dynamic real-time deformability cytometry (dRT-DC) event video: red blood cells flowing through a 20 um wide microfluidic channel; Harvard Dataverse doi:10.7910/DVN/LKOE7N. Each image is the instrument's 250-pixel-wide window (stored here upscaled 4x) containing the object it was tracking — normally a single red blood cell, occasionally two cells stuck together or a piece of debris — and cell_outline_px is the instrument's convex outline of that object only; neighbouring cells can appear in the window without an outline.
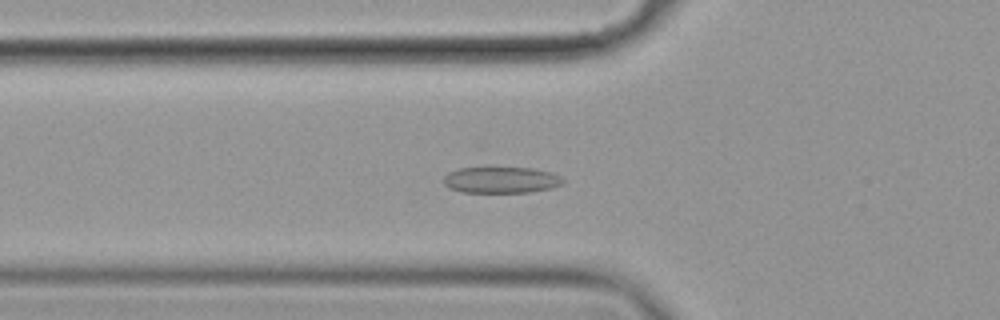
{"species": "common noctule bat (a hibernating species)", "species_latin": "Nyctalus noctula", "temperature_condition": "cold", "stored_images_in_passage": 52, "camera_frame_rate_fps": 3000, "um_per_image_px": 0.085, "animal": {"sex": "female", "body_mass_g": 19.9}, "frame": {"image": 1, "passage_image": 15, "time_ms": 4.667, "image_size_px": [1000, 320], "cell_outline_px": [[564, 184], [552, 188], [532, 192], [460, 192], [448, 188], [444, 184], [444, 176], [448, 172], [460, 168], [532, 168], [552, 172], [560, 176], [564, 180]], "centroid_in_image_um": [42.61, 15.3], "position_along_channel_um": 83.2, "area_um2": 18.38}}
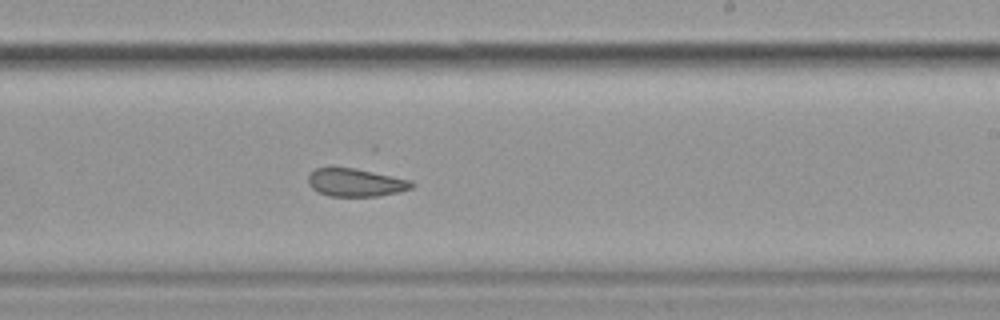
{"frame": {"image": 2, "passage_image": 30, "time_ms": 9.667, "image_size_px": [1000, 320], "cell_outline_px": [[416, 184], [412, 188], [380, 196], [328, 196], [316, 192], [308, 184], [308, 176], [316, 168], [352, 168], [412, 180]], "centroid_in_image_um": [30.22, 15.53], "position_along_channel_um": 258.8, "area_um2": 16.76}}
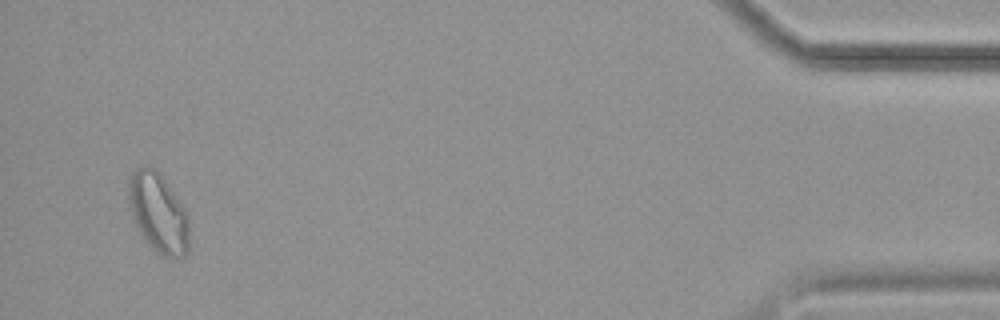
{"frame": {"image": 3, "passage_image": 50, "time_ms": 16.333, "image_size_px": [1000, 320], "cell_outline_px": [[188, 252], [184, 256], [164, 256], [152, 248], [148, 244], [140, 232], [136, 224], [128, 200], [128, 176], [136, 168], [144, 164], [148, 164], [164, 180], [188, 212]], "centroid_in_image_um": [13.44, 18.06], "position_along_channel_um": 421.8, "area_um2": 27.74}, "authors_computed_cell_mechanics": {"area_um2": 20.0277, "velocity_mm_per_s": 3.5217, "shape_relaxation_time_tau1_ms": 11.2081, "shape_relaxation_time_tau2_ms": 1.5778, "deformation_change_tau1": 0.1699, "deformation_change_tau2": 0.0849}}